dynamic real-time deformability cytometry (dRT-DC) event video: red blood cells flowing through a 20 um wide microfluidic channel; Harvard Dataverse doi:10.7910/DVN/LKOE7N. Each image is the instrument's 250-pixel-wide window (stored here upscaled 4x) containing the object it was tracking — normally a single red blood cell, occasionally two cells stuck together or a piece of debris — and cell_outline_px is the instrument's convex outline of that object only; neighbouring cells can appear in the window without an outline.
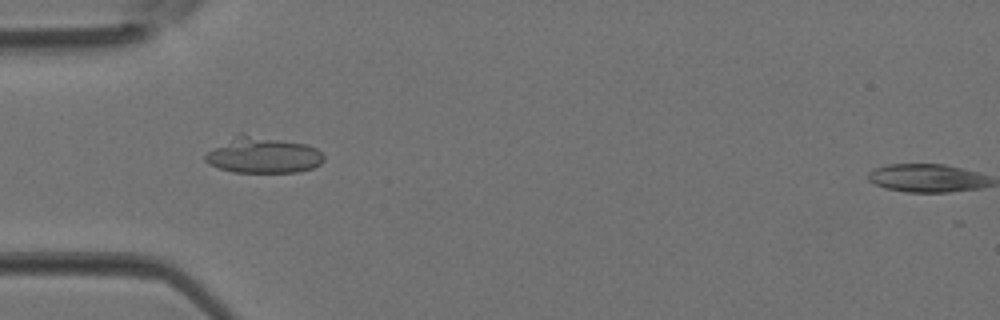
{"species": "Egyptian fruit bat (a non-hibernating species)", "species_latin": "Rousettus aegyptiacus", "temperature_condition": "room temperature", "stored_images_in_passage": 4, "camera_frame_rate_fps": 3000, "um_per_image_px": 0.085, "animal": {"sex": "female"}, "frame": {"image": 1, "passage_image": 3, "time_ms": 0.667, "image_size_px": [1000, 320], "cell_outline_px": [[324, 160], [320, 164], [312, 168], [296, 172], [232, 172], [208, 164], [204, 160], [204, 156], [208, 152], [240, 132], [244, 132], [304, 144], [316, 148], [324, 156]], "centroid_in_image_um": [22.35, 13.17], "position_along_channel_um": 62.6, "area_um2": 24.91}}
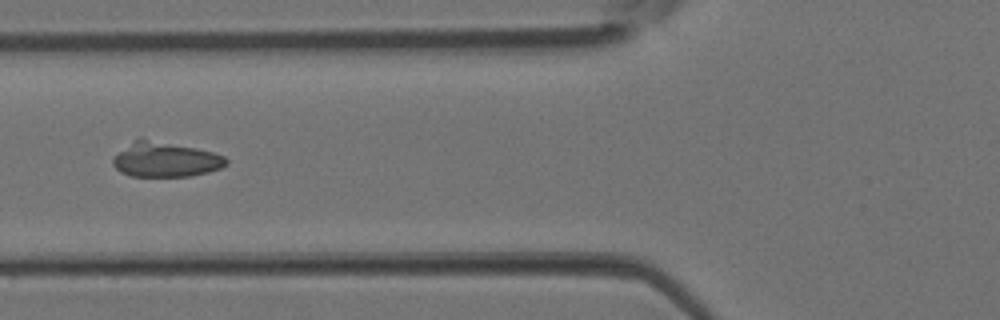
{"frame": {"image": 2, "passage_image": 4, "time_ms": 1.0, "image_size_px": [1000, 320], "cell_outline_px": [[228, 164], [220, 168], [208, 172], [192, 176], [132, 176], [120, 172], [112, 164], [112, 160], [120, 152], [140, 136], [196, 148], [212, 152], [224, 156], [228, 160]], "centroid_in_image_um": [14.08, 13.55], "position_along_channel_um": 111.7, "area_um2": 23.0}}